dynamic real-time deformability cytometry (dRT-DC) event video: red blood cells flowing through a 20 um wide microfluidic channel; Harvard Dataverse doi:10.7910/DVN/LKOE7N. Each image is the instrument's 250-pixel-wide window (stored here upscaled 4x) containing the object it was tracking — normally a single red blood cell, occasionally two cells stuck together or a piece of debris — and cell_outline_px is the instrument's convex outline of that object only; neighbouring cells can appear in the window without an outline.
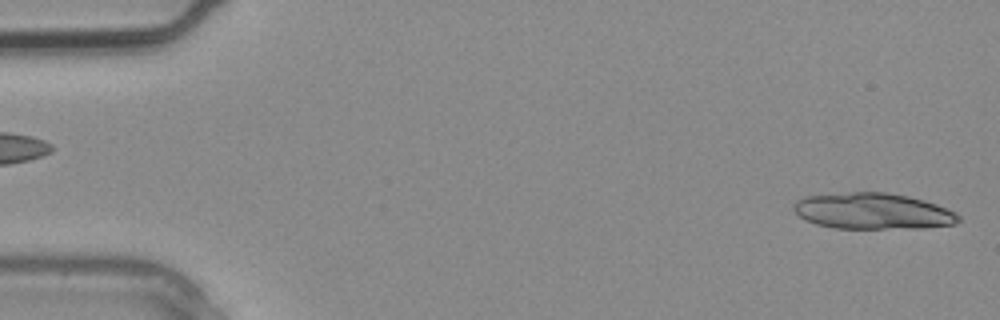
{"species": "common noctule bat (a hibernating species)", "species_latin": "Nyctalus noctula", "temperature_condition": "warm", "stored_images_in_passage": 4, "segment_of_instrument_passage": [2, 2], "camera_frame_rate_fps": 3000, "um_per_image_px": 0.085, "animal": {"sex": "male", "body_mass_g": 20.4}, "frame": {"image": 1, "passage_image": 4, "time_ms": 1.0, "image_size_px": [1000, 320], "cell_outline_px": [[960, 220], [956, 224], [924, 228], [836, 228], [816, 224], [804, 220], [792, 208], [792, 204], [796, 200], [804, 196], [852, 192], [888, 192], [908, 196], [924, 200], [936, 204], [956, 212], [960, 216]], "centroid_in_image_um": [74.19, 17.94], "position_along_channel_um": 10.8, "area_um2": 34.91}}